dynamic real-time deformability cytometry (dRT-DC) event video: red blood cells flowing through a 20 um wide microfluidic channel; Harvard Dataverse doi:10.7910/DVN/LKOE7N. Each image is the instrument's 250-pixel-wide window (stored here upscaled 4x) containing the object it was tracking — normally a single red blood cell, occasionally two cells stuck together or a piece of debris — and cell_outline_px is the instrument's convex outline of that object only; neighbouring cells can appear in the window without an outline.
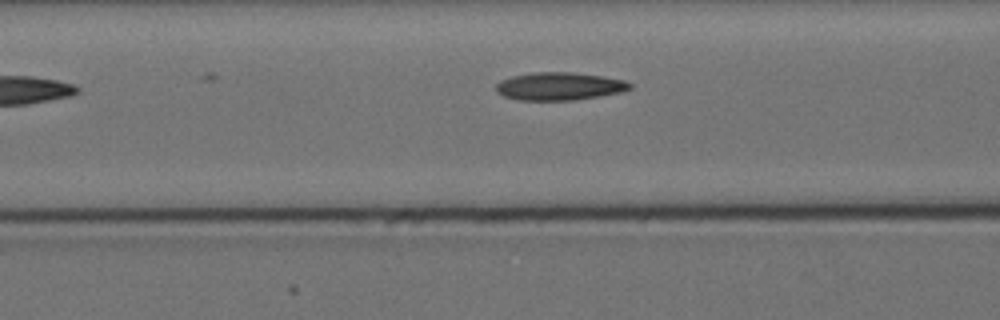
{"species": "Egyptian fruit bat (a non-hibernating species)", "species_latin": "Rousettus aegyptiacus", "temperature_condition": "cold", "stored_images_in_passage": 5, "segment_of_instrument_passage": [2, 2], "camera_frame_rate_fps": 3000, "um_per_image_px": 0.085, "animal": {"sex": "female"}, "frame": {"image": 1, "passage_image": 5, "time_ms": 5.333, "image_size_px": [1000, 320], "cell_outline_px": [[632, 88], [620, 92], [600, 96], [576, 100], [516, 100], [504, 96], [496, 92], [496, 84], [500, 80], [512, 76], [536, 72], [572, 72], [604, 76], [624, 80], [632, 84]], "centroid_in_image_um": [47.54, 7.33], "position_along_channel_um": 119.1, "area_um2": 21.85}}